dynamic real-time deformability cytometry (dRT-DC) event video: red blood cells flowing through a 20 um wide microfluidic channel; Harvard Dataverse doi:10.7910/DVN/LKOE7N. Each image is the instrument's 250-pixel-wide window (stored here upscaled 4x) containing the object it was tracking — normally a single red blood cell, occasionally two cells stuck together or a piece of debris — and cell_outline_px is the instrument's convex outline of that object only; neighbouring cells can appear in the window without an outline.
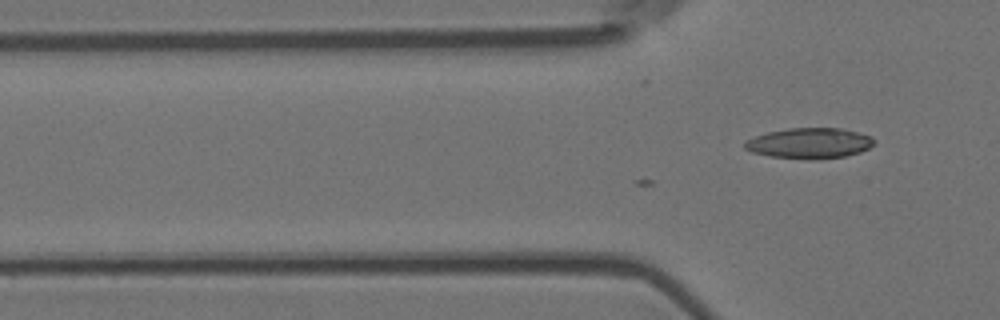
{"species": "Egyptian fruit bat (a non-hibernating species)", "species_latin": "Rousettus aegyptiacus", "temperature_condition": "room temperature", "stored_images_in_passage": 4, "camera_frame_rate_fps": 3000, "um_per_image_px": 0.085, "animal": {"sex": "female"}, "frame": {"image": 1, "passage_image": 4, "time_ms": 1.0, "image_size_px": [1000, 320], "cell_outline_px": [[876, 140], [868, 148], [860, 152], [844, 156], [816, 160], [772, 156], [752, 152], [744, 148], [744, 144], [748, 140], [756, 136], [768, 132], [788, 128], [840, 128], [872, 136]], "centroid_in_image_um": [68.83, 12.17], "position_along_channel_um": 57.0, "area_um2": 22.83}}